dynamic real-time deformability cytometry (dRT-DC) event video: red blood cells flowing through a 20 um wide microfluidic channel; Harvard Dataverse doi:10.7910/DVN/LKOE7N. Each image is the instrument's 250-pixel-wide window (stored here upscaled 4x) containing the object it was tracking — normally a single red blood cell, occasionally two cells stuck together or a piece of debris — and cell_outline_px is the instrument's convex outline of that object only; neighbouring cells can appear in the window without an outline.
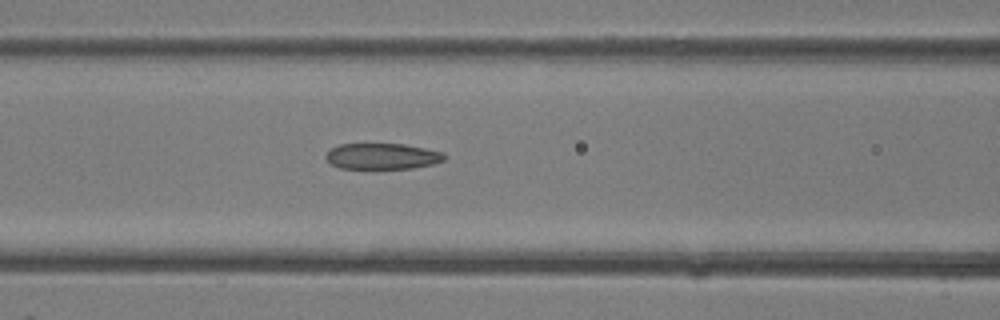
{"species": "common noctule bat (a hibernating species)", "species_latin": "Nyctalus noctula", "temperature_condition": "room temperature", "stored_images_in_passage": 6, "camera_frame_rate_fps": 3000, "um_per_image_px": 0.085, "animal": {"sex": "female"}, "frame": {"image": 1, "passage_image": 6, "time_ms": 1.667, "image_size_px": [1000, 320], "cell_outline_px": [[448, 156], [444, 160], [432, 164], [412, 168], [340, 168], [332, 164], [324, 156], [332, 148], [340, 144], [404, 144], [444, 152]], "centroid_in_image_um": [32.53, 13.27], "position_along_channel_um": 134.1, "area_um2": 17.8}}